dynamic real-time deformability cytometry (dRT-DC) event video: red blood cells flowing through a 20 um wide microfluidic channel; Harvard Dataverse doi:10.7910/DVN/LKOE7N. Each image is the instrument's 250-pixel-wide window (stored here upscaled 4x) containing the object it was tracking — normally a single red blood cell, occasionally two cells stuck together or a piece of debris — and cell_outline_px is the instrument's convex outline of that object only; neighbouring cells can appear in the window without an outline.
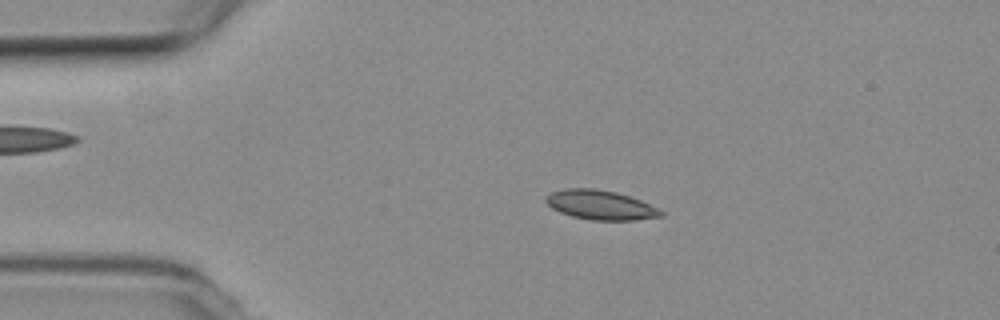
{"species": "common noctule bat (a hibernating species)", "species_latin": "Nyctalus noctula", "temperature_condition": "room temperature", "stored_images_in_passage": 53, "camera_frame_rate_fps": 3000, "um_per_image_px": 0.085, "animal": {"sex": "female", "body_mass_g": 19.3, "forearm_length_mm": 54.1}, "frame": {"image": 1, "passage_image": 10, "time_ms": 3.0, "image_size_px": [1000, 320], "cell_outline_px": [[664, 216], [636, 220], [592, 220], [572, 216], [560, 212], [552, 208], [544, 200], [544, 196], [552, 192], [564, 188], [592, 188], [616, 192], [640, 200], [664, 212]], "centroid_in_image_um": [51.01, 17.42], "position_along_channel_um": 34.0, "area_um2": 19.65}}
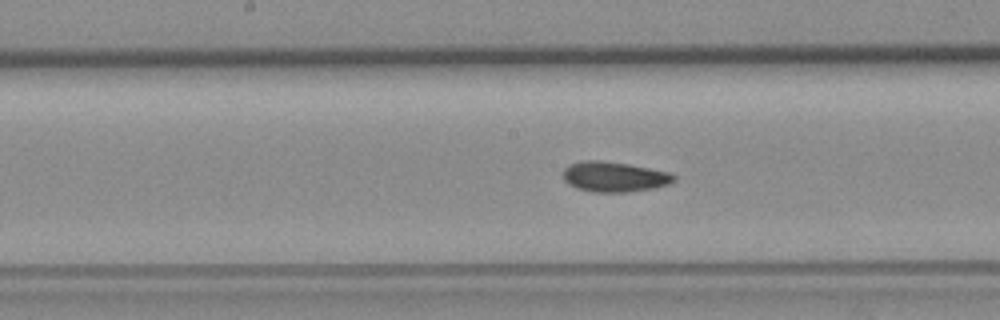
{"frame": {"image": 2, "passage_image": 26, "time_ms": 8.333, "image_size_px": [1000, 320], "cell_outline_px": [[676, 180], [668, 184], [652, 188], [628, 192], [592, 192], [576, 188], [568, 184], [564, 180], [564, 168], [568, 164], [584, 160], [600, 160], [628, 164], [668, 172], [676, 176]], "centroid_in_image_um": [52.18, 15.02], "position_along_channel_um": 196.0, "area_um2": 19.48}}
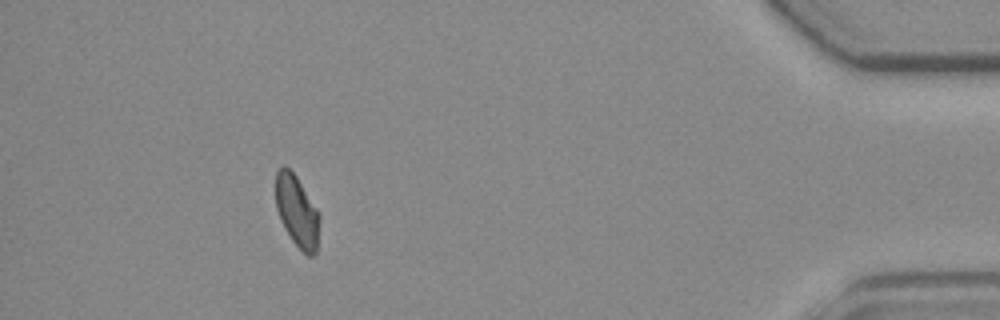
{"frame": {"image": 3, "passage_image": 48, "time_ms": 15.667, "image_size_px": [1000, 320], "cell_outline_px": [[320, 216], [316, 252], [312, 256], [308, 256], [292, 240], [284, 228], [280, 220], [276, 208], [276, 172], [284, 164], [296, 176], [316, 208]], "centroid_in_image_um": [25.23, 17.96], "position_along_channel_um": 410.0, "area_um2": 18.03}, "authors_computed_cell_mechanics": {"area_um2": 19.0162, "velocity_mm_per_s": 3.7796, "shape_relaxation_time_tau1_ms": null, "shape_relaxation_time_tau2_ms": 3.9636, "deformation_change_tau1": null, "deformation_change_tau2": 0.0651}}